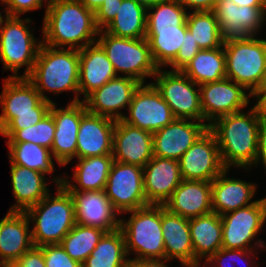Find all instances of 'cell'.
Returning a JSON list of instances; mask_svg holds the SVG:
<instances>
[{
    "instance_id": "6da1fadb",
    "label": "cell",
    "mask_w": 266,
    "mask_h": 267,
    "mask_svg": "<svg viewBox=\"0 0 266 267\" xmlns=\"http://www.w3.org/2000/svg\"><path fill=\"white\" fill-rule=\"evenodd\" d=\"M248 110L228 114L209 125L214 133L225 169L253 170L262 115L254 103Z\"/></svg>"
},
{
    "instance_id": "7a4b0ae2",
    "label": "cell",
    "mask_w": 266,
    "mask_h": 267,
    "mask_svg": "<svg viewBox=\"0 0 266 267\" xmlns=\"http://www.w3.org/2000/svg\"><path fill=\"white\" fill-rule=\"evenodd\" d=\"M42 17V43L55 48L83 49L96 43L95 12L80 0H49Z\"/></svg>"
},
{
    "instance_id": "3957f363",
    "label": "cell",
    "mask_w": 266,
    "mask_h": 267,
    "mask_svg": "<svg viewBox=\"0 0 266 267\" xmlns=\"http://www.w3.org/2000/svg\"><path fill=\"white\" fill-rule=\"evenodd\" d=\"M79 50L41 44L31 73L26 77L43 100L55 103V95L74 93L69 101H81L79 91ZM47 93V94H46ZM48 94H54L51 97ZM51 97V98H50Z\"/></svg>"
},
{
    "instance_id": "277c9868",
    "label": "cell",
    "mask_w": 266,
    "mask_h": 267,
    "mask_svg": "<svg viewBox=\"0 0 266 267\" xmlns=\"http://www.w3.org/2000/svg\"><path fill=\"white\" fill-rule=\"evenodd\" d=\"M0 94V135L9 139L17 130L40 122L52 103L43 100L26 78L4 77Z\"/></svg>"
},
{
    "instance_id": "5b68a950",
    "label": "cell",
    "mask_w": 266,
    "mask_h": 267,
    "mask_svg": "<svg viewBox=\"0 0 266 267\" xmlns=\"http://www.w3.org/2000/svg\"><path fill=\"white\" fill-rule=\"evenodd\" d=\"M54 188L55 195L50 191L38 204L25 211L32 224V242L36 247L60 244L76 224L70 192L63 185H54Z\"/></svg>"
},
{
    "instance_id": "8992f818",
    "label": "cell",
    "mask_w": 266,
    "mask_h": 267,
    "mask_svg": "<svg viewBox=\"0 0 266 267\" xmlns=\"http://www.w3.org/2000/svg\"><path fill=\"white\" fill-rule=\"evenodd\" d=\"M30 17L7 15L0 29V61L3 71L12 72L8 77H27L35 64L42 38L34 35ZM25 70L20 73L21 68Z\"/></svg>"
},
{
    "instance_id": "52a82bcc",
    "label": "cell",
    "mask_w": 266,
    "mask_h": 267,
    "mask_svg": "<svg viewBox=\"0 0 266 267\" xmlns=\"http://www.w3.org/2000/svg\"><path fill=\"white\" fill-rule=\"evenodd\" d=\"M123 214L130 215L128 219L121 215L120 220L128 257L165 259L161 205L149 204Z\"/></svg>"
},
{
    "instance_id": "ba28073f",
    "label": "cell",
    "mask_w": 266,
    "mask_h": 267,
    "mask_svg": "<svg viewBox=\"0 0 266 267\" xmlns=\"http://www.w3.org/2000/svg\"><path fill=\"white\" fill-rule=\"evenodd\" d=\"M96 42L105 51L117 76H128L141 84L153 79L158 67L155 65L146 38L116 37L100 30ZM148 79V80H147Z\"/></svg>"
},
{
    "instance_id": "9c48e42d",
    "label": "cell",
    "mask_w": 266,
    "mask_h": 267,
    "mask_svg": "<svg viewBox=\"0 0 266 267\" xmlns=\"http://www.w3.org/2000/svg\"><path fill=\"white\" fill-rule=\"evenodd\" d=\"M226 77L253 94L266 66V38L249 36L224 42Z\"/></svg>"
},
{
    "instance_id": "30bf717a",
    "label": "cell",
    "mask_w": 266,
    "mask_h": 267,
    "mask_svg": "<svg viewBox=\"0 0 266 267\" xmlns=\"http://www.w3.org/2000/svg\"><path fill=\"white\" fill-rule=\"evenodd\" d=\"M152 83L169 105L176 119L203 122L199 85L182 71L158 68Z\"/></svg>"
},
{
    "instance_id": "8fae6325",
    "label": "cell",
    "mask_w": 266,
    "mask_h": 267,
    "mask_svg": "<svg viewBox=\"0 0 266 267\" xmlns=\"http://www.w3.org/2000/svg\"><path fill=\"white\" fill-rule=\"evenodd\" d=\"M261 198L246 207L221 215L222 248L227 249H266L262 234Z\"/></svg>"
},
{
    "instance_id": "7c38bea8",
    "label": "cell",
    "mask_w": 266,
    "mask_h": 267,
    "mask_svg": "<svg viewBox=\"0 0 266 267\" xmlns=\"http://www.w3.org/2000/svg\"><path fill=\"white\" fill-rule=\"evenodd\" d=\"M199 90L203 122L208 126L222 116L245 110L254 101L251 93L227 77L202 84Z\"/></svg>"
},
{
    "instance_id": "4fadbf2b",
    "label": "cell",
    "mask_w": 266,
    "mask_h": 267,
    "mask_svg": "<svg viewBox=\"0 0 266 267\" xmlns=\"http://www.w3.org/2000/svg\"><path fill=\"white\" fill-rule=\"evenodd\" d=\"M126 113L123 122L151 133L176 119L161 93L149 82L135 91Z\"/></svg>"
},
{
    "instance_id": "5bb4252c",
    "label": "cell",
    "mask_w": 266,
    "mask_h": 267,
    "mask_svg": "<svg viewBox=\"0 0 266 267\" xmlns=\"http://www.w3.org/2000/svg\"><path fill=\"white\" fill-rule=\"evenodd\" d=\"M105 192L121 215L149 205L143 188V168L136 165L114 160Z\"/></svg>"
},
{
    "instance_id": "9a60e30c",
    "label": "cell",
    "mask_w": 266,
    "mask_h": 267,
    "mask_svg": "<svg viewBox=\"0 0 266 267\" xmlns=\"http://www.w3.org/2000/svg\"><path fill=\"white\" fill-rule=\"evenodd\" d=\"M212 11L224 42L259 36V33L266 36L263 35L266 7L238 6L232 0H217Z\"/></svg>"
},
{
    "instance_id": "2e32d148",
    "label": "cell",
    "mask_w": 266,
    "mask_h": 267,
    "mask_svg": "<svg viewBox=\"0 0 266 267\" xmlns=\"http://www.w3.org/2000/svg\"><path fill=\"white\" fill-rule=\"evenodd\" d=\"M182 180L212 182L224 170L214 133L208 128L178 160Z\"/></svg>"
},
{
    "instance_id": "e0dca14e",
    "label": "cell",
    "mask_w": 266,
    "mask_h": 267,
    "mask_svg": "<svg viewBox=\"0 0 266 267\" xmlns=\"http://www.w3.org/2000/svg\"><path fill=\"white\" fill-rule=\"evenodd\" d=\"M67 103L61 106L62 108L58 107L57 103H52L50 108L55 123L51 153L60 168L76 159L79 125L81 117L87 112L83 101Z\"/></svg>"
},
{
    "instance_id": "ac0fdd59",
    "label": "cell",
    "mask_w": 266,
    "mask_h": 267,
    "mask_svg": "<svg viewBox=\"0 0 266 267\" xmlns=\"http://www.w3.org/2000/svg\"><path fill=\"white\" fill-rule=\"evenodd\" d=\"M140 85L141 83L132 77L117 76L102 87L95 89L83 102L87 111L92 114L105 116L115 121L121 120Z\"/></svg>"
},
{
    "instance_id": "d6986e66",
    "label": "cell",
    "mask_w": 266,
    "mask_h": 267,
    "mask_svg": "<svg viewBox=\"0 0 266 267\" xmlns=\"http://www.w3.org/2000/svg\"><path fill=\"white\" fill-rule=\"evenodd\" d=\"M74 201L77 224L112 232L120 228L121 215L105 190L69 191Z\"/></svg>"
},
{
    "instance_id": "ffe728a7",
    "label": "cell",
    "mask_w": 266,
    "mask_h": 267,
    "mask_svg": "<svg viewBox=\"0 0 266 267\" xmlns=\"http://www.w3.org/2000/svg\"><path fill=\"white\" fill-rule=\"evenodd\" d=\"M208 128L205 122L175 119L153 133V156L178 161Z\"/></svg>"
},
{
    "instance_id": "44dd1931",
    "label": "cell",
    "mask_w": 266,
    "mask_h": 267,
    "mask_svg": "<svg viewBox=\"0 0 266 267\" xmlns=\"http://www.w3.org/2000/svg\"><path fill=\"white\" fill-rule=\"evenodd\" d=\"M112 155L115 161L143 168L153 158V133L117 120Z\"/></svg>"
},
{
    "instance_id": "7402d4cb",
    "label": "cell",
    "mask_w": 266,
    "mask_h": 267,
    "mask_svg": "<svg viewBox=\"0 0 266 267\" xmlns=\"http://www.w3.org/2000/svg\"><path fill=\"white\" fill-rule=\"evenodd\" d=\"M181 181L177 160L153 156L143 167V188L148 204L164 205Z\"/></svg>"
},
{
    "instance_id": "603a6c76",
    "label": "cell",
    "mask_w": 266,
    "mask_h": 267,
    "mask_svg": "<svg viewBox=\"0 0 266 267\" xmlns=\"http://www.w3.org/2000/svg\"><path fill=\"white\" fill-rule=\"evenodd\" d=\"M115 123L111 118L87 111L79 125L76 159L112 155Z\"/></svg>"
},
{
    "instance_id": "cb8c5ba5",
    "label": "cell",
    "mask_w": 266,
    "mask_h": 267,
    "mask_svg": "<svg viewBox=\"0 0 266 267\" xmlns=\"http://www.w3.org/2000/svg\"><path fill=\"white\" fill-rule=\"evenodd\" d=\"M161 228L165 259L172 263L177 261L180 263L178 267H195L189 219L171 213L161 205Z\"/></svg>"
},
{
    "instance_id": "d4e9b609",
    "label": "cell",
    "mask_w": 266,
    "mask_h": 267,
    "mask_svg": "<svg viewBox=\"0 0 266 267\" xmlns=\"http://www.w3.org/2000/svg\"><path fill=\"white\" fill-rule=\"evenodd\" d=\"M225 169L212 181V210L220 216L255 203L257 185L245 179L229 176ZM231 177V178H229Z\"/></svg>"
},
{
    "instance_id": "484cf974",
    "label": "cell",
    "mask_w": 266,
    "mask_h": 267,
    "mask_svg": "<svg viewBox=\"0 0 266 267\" xmlns=\"http://www.w3.org/2000/svg\"><path fill=\"white\" fill-rule=\"evenodd\" d=\"M171 213L190 219L213 212L212 182L182 180L164 203Z\"/></svg>"
},
{
    "instance_id": "4316f807",
    "label": "cell",
    "mask_w": 266,
    "mask_h": 267,
    "mask_svg": "<svg viewBox=\"0 0 266 267\" xmlns=\"http://www.w3.org/2000/svg\"><path fill=\"white\" fill-rule=\"evenodd\" d=\"M30 225L25 212L8 211L0 219V258L8 266L34 246Z\"/></svg>"
},
{
    "instance_id": "83f0119b",
    "label": "cell",
    "mask_w": 266,
    "mask_h": 267,
    "mask_svg": "<svg viewBox=\"0 0 266 267\" xmlns=\"http://www.w3.org/2000/svg\"><path fill=\"white\" fill-rule=\"evenodd\" d=\"M10 164V177L14 204L8 211L25 212L38 204L50 191L49 177L35 170ZM49 188V189H48Z\"/></svg>"
},
{
    "instance_id": "f1b7e54d",
    "label": "cell",
    "mask_w": 266,
    "mask_h": 267,
    "mask_svg": "<svg viewBox=\"0 0 266 267\" xmlns=\"http://www.w3.org/2000/svg\"><path fill=\"white\" fill-rule=\"evenodd\" d=\"M79 91L83 101L95 89L117 77L105 51L96 42L79 50Z\"/></svg>"
},
{
    "instance_id": "f546056e",
    "label": "cell",
    "mask_w": 266,
    "mask_h": 267,
    "mask_svg": "<svg viewBox=\"0 0 266 267\" xmlns=\"http://www.w3.org/2000/svg\"><path fill=\"white\" fill-rule=\"evenodd\" d=\"M73 161H77L72 168L73 174H63L62 185L68 191L105 190L114 162L113 155L92 156Z\"/></svg>"
},
{
    "instance_id": "4dcf8cb0",
    "label": "cell",
    "mask_w": 266,
    "mask_h": 267,
    "mask_svg": "<svg viewBox=\"0 0 266 267\" xmlns=\"http://www.w3.org/2000/svg\"><path fill=\"white\" fill-rule=\"evenodd\" d=\"M195 267H201L217 250L222 248V220L215 212L189 219Z\"/></svg>"
},
{
    "instance_id": "1f68e13d",
    "label": "cell",
    "mask_w": 266,
    "mask_h": 267,
    "mask_svg": "<svg viewBox=\"0 0 266 267\" xmlns=\"http://www.w3.org/2000/svg\"><path fill=\"white\" fill-rule=\"evenodd\" d=\"M8 147V158L12 164L29 168L40 173L49 175V178L55 186L63 184V175L55 176V170L60 166L58 162H54L51 150L31 143V142H6Z\"/></svg>"
},
{
    "instance_id": "d6a6232c",
    "label": "cell",
    "mask_w": 266,
    "mask_h": 267,
    "mask_svg": "<svg viewBox=\"0 0 266 267\" xmlns=\"http://www.w3.org/2000/svg\"><path fill=\"white\" fill-rule=\"evenodd\" d=\"M181 71L199 86L222 80L226 77L224 47L201 49Z\"/></svg>"
},
{
    "instance_id": "836d02e7",
    "label": "cell",
    "mask_w": 266,
    "mask_h": 267,
    "mask_svg": "<svg viewBox=\"0 0 266 267\" xmlns=\"http://www.w3.org/2000/svg\"><path fill=\"white\" fill-rule=\"evenodd\" d=\"M147 8L135 0H122L117 15L104 29L116 37L140 39L146 37Z\"/></svg>"
},
{
    "instance_id": "e575fe53",
    "label": "cell",
    "mask_w": 266,
    "mask_h": 267,
    "mask_svg": "<svg viewBox=\"0 0 266 267\" xmlns=\"http://www.w3.org/2000/svg\"><path fill=\"white\" fill-rule=\"evenodd\" d=\"M187 30V26H177L176 29H146L145 38L158 68H166L176 58Z\"/></svg>"
},
{
    "instance_id": "d590c367",
    "label": "cell",
    "mask_w": 266,
    "mask_h": 267,
    "mask_svg": "<svg viewBox=\"0 0 266 267\" xmlns=\"http://www.w3.org/2000/svg\"><path fill=\"white\" fill-rule=\"evenodd\" d=\"M128 258L124 234L119 228L102 236L82 267H124Z\"/></svg>"
},
{
    "instance_id": "8d00e7d4",
    "label": "cell",
    "mask_w": 266,
    "mask_h": 267,
    "mask_svg": "<svg viewBox=\"0 0 266 267\" xmlns=\"http://www.w3.org/2000/svg\"><path fill=\"white\" fill-rule=\"evenodd\" d=\"M186 25L200 49H214L224 45L213 11H188Z\"/></svg>"
},
{
    "instance_id": "74e56055",
    "label": "cell",
    "mask_w": 266,
    "mask_h": 267,
    "mask_svg": "<svg viewBox=\"0 0 266 267\" xmlns=\"http://www.w3.org/2000/svg\"><path fill=\"white\" fill-rule=\"evenodd\" d=\"M105 233L98 228L76 223L61 240L60 245L72 259L83 264Z\"/></svg>"
},
{
    "instance_id": "f35d334b",
    "label": "cell",
    "mask_w": 266,
    "mask_h": 267,
    "mask_svg": "<svg viewBox=\"0 0 266 267\" xmlns=\"http://www.w3.org/2000/svg\"><path fill=\"white\" fill-rule=\"evenodd\" d=\"M188 11L179 0H166L147 8L146 29H176L187 26Z\"/></svg>"
},
{
    "instance_id": "ab89813d",
    "label": "cell",
    "mask_w": 266,
    "mask_h": 267,
    "mask_svg": "<svg viewBox=\"0 0 266 267\" xmlns=\"http://www.w3.org/2000/svg\"><path fill=\"white\" fill-rule=\"evenodd\" d=\"M266 249H227L217 250L201 267H258L259 261H256L258 254ZM255 259V260H254ZM238 263L241 264L238 266Z\"/></svg>"
},
{
    "instance_id": "60d3db41",
    "label": "cell",
    "mask_w": 266,
    "mask_h": 267,
    "mask_svg": "<svg viewBox=\"0 0 266 267\" xmlns=\"http://www.w3.org/2000/svg\"><path fill=\"white\" fill-rule=\"evenodd\" d=\"M55 134V123L49 112L36 125L17 130L6 142H31L51 150Z\"/></svg>"
},
{
    "instance_id": "b9f144b4",
    "label": "cell",
    "mask_w": 266,
    "mask_h": 267,
    "mask_svg": "<svg viewBox=\"0 0 266 267\" xmlns=\"http://www.w3.org/2000/svg\"><path fill=\"white\" fill-rule=\"evenodd\" d=\"M200 50L197 42L193 38V34L187 30L185 32L184 42L180 47L176 58L166 67V69L173 71L183 70Z\"/></svg>"
},
{
    "instance_id": "7bdbcfd3",
    "label": "cell",
    "mask_w": 266,
    "mask_h": 267,
    "mask_svg": "<svg viewBox=\"0 0 266 267\" xmlns=\"http://www.w3.org/2000/svg\"><path fill=\"white\" fill-rule=\"evenodd\" d=\"M40 248L46 267H82V264L72 259L60 244L44 245Z\"/></svg>"
},
{
    "instance_id": "ee69618b",
    "label": "cell",
    "mask_w": 266,
    "mask_h": 267,
    "mask_svg": "<svg viewBox=\"0 0 266 267\" xmlns=\"http://www.w3.org/2000/svg\"><path fill=\"white\" fill-rule=\"evenodd\" d=\"M3 8L9 16H22L25 13L47 8L49 0H1Z\"/></svg>"
},
{
    "instance_id": "f6af8a7d",
    "label": "cell",
    "mask_w": 266,
    "mask_h": 267,
    "mask_svg": "<svg viewBox=\"0 0 266 267\" xmlns=\"http://www.w3.org/2000/svg\"><path fill=\"white\" fill-rule=\"evenodd\" d=\"M122 0H107L96 10L95 21L99 30H104L117 15Z\"/></svg>"
},
{
    "instance_id": "bcb514c9",
    "label": "cell",
    "mask_w": 266,
    "mask_h": 267,
    "mask_svg": "<svg viewBox=\"0 0 266 267\" xmlns=\"http://www.w3.org/2000/svg\"><path fill=\"white\" fill-rule=\"evenodd\" d=\"M12 267H46L42 249L33 246L19 257Z\"/></svg>"
},
{
    "instance_id": "7dc6e473",
    "label": "cell",
    "mask_w": 266,
    "mask_h": 267,
    "mask_svg": "<svg viewBox=\"0 0 266 267\" xmlns=\"http://www.w3.org/2000/svg\"><path fill=\"white\" fill-rule=\"evenodd\" d=\"M262 165V166H261ZM264 167V174H266V118L262 117L261 125L258 133V149L256 160L252 168Z\"/></svg>"
},
{
    "instance_id": "c3c4849f",
    "label": "cell",
    "mask_w": 266,
    "mask_h": 267,
    "mask_svg": "<svg viewBox=\"0 0 266 267\" xmlns=\"http://www.w3.org/2000/svg\"><path fill=\"white\" fill-rule=\"evenodd\" d=\"M166 259H135L129 257L124 267H171Z\"/></svg>"
},
{
    "instance_id": "681fc988",
    "label": "cell",
    "mask_w": 266,
    "mask_h": 267,
    "mask_svg": "<svg viewBox=\"0 0 266 267\" xmlns=\"http://www.w3.org/2000/svg\"><path fill=\"white\" fill-rule=\"evenodd\" d=\"M187 11H212L217 0H179Z\"/></svg>"
},
{
    "instance_id": "f907efd6",
    "label": "cell",
    "mask_w": 266,
    "mask_h": 267,
    "mask_svg": "<svg viewBox=\"0 0 266 267\" xmlns=\"http://www.w3.org/2000/svg\"><path fill=\"white\" fill-rule=\"evenodd\" d=\"M238 6L266 7V0H232Z\"/></svg>"
},
{
    "instance_id": "816d5d0a",
    "label": "cell",
    "mask_w": 266,
    "mask_h": 267,
    "mask_svg": "<svg viewBox=\"0 0 266 267\" xmlns=\"http://www.w3.org/2000/svg\"><path fill=\"white\" fill-rule=\"evenodd\" d=\"M254 102L258 106L262 117L266 118V90Z\"/></svg>"
},
{
    "instance_id": "f5cc1de1",
    "label": "cell",
    "mask_w": 266,
    "mask_h": 267,
    "mask_svg": "<svg viewBox=\"0 0 266 267\" xmlns=\"http://www.w3.org/2000/svg\"><path fill=\"white\" fill-rule=\"evenodd\" d=\"M107 0H80V2L89 10L96 12V10Z\"/></svg>"
},
{
    "instance_id": "db71d44e",
    "label": "cell",
    "mask_w": 266,
    "mask_h": 267,
    "mask_svg": "<svg viewBox=\"0 0 266 267\" xmlns=\"http://www.w3.org/2000/svg\"><path fill=\"white\" fill-rule=\"evenodd\" d=\"M266 90V66L263 70V75L260 81L259 88L252 94L254 101Z\"/></svg>"
},
{
    "instance_id": "11a10c76",
    "label": "cell",
    "mask_w": 266,
    "mask_h": 267,
    "mask_svg": "<svg viewBox=\"0 0 266 267\" xmlns=\"http://www.w3.org/2000/svg\"><path fill=\"white\" fill-rule=\"evenodd\" d=\"M137 3L145 6L146 8L151 7L159 2H163L166 0H135Z\"/></svg>"
},
{
    "instance_id": "9f6ffc18",
    "label": "cell",
    "mask_w": 266,
    "mask_h": 267,
    "mask_svg": "<svg viewBox=\"0 0 266 267\" xmlns=\"http://www.w3.org/2000/svg\"><path fill=\"white\" fill-rule=\"evenodd\" d=\"M261 201L263 210V216H262V232H263L264 227H266V196H263V198H261Z\"/></svg>"
},
{
    "instance_id": "6f0895ef",
    "label": "cell",
    "mask_w": 266,
    "mask_h": 267,
    "mask_svg": "<svg viewBox=\"0 0 266 267\" xmlns=\"http://www.w3.org/2000/svg\"><path fill=\"white\" fill-rule=\"evenodd\" d=\"M0 3L3 4V2L0 0ZM4 14V15H3ZM7 16L6 12H2L0 10V29H1V24H2V21L4 20V18Z\"/></svg>"
},
{
    "instance_id": "680465c9",
    "label": "cell",
    "mask_w": 266,
    "mask_h": 267,
    "mask_svg": "<svg viewBox=\"0 0 266 267\" xmlns=\"http://www.w3.org/2000/svg\"><path fill=\"white\" fill-rule=\"evenodd\" d=\"M8 265L0 258V267H7Z\"/></svg>"
}]
</instances>
